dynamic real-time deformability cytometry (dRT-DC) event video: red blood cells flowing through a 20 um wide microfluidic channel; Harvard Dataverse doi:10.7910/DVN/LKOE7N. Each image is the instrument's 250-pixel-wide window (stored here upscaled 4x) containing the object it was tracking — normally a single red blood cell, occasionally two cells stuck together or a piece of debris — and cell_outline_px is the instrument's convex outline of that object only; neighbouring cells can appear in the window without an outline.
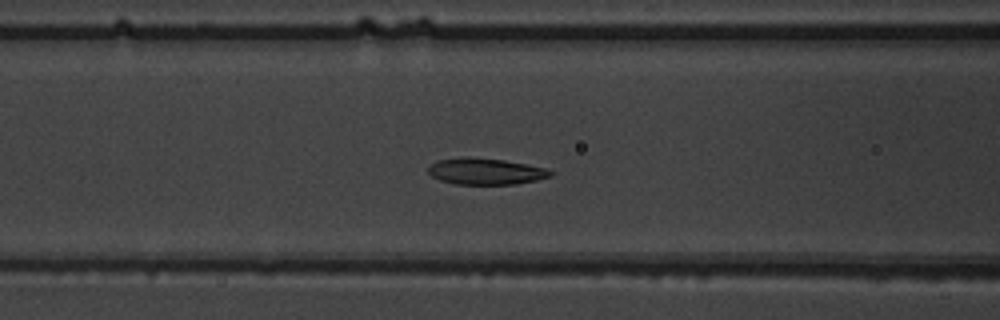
{"species": "common noctule bat (a hibernating species)", "species_latin": "Nyctalus noctula", "temperature_condition": "warm", "stored_images_in_passage": 48, "camera_frame_rate_fps": 3000, "um_per_image_px": 0.085, "animal": {"sex": "male", "body_mass_g": 19.5, "forearm_length_mm": 54.6}, "frame": {"image": 1, "passage_image": 18, "time_ms": 5.667, "image_size_px": [1000, 320], "cell_outline_px": [[556, 172], [552, 176], [536, 180], [516, 184], [456, 184], [440, 180], [432, 176], [428, 172], [428, 168], [436, 160], [464, 156], [468, 156], [504, 160], [548, 168]], "centroid_in_image_um": [41.31, 14.55], "position_along_channel_um": 125.3, "area_um2": 19.02}}
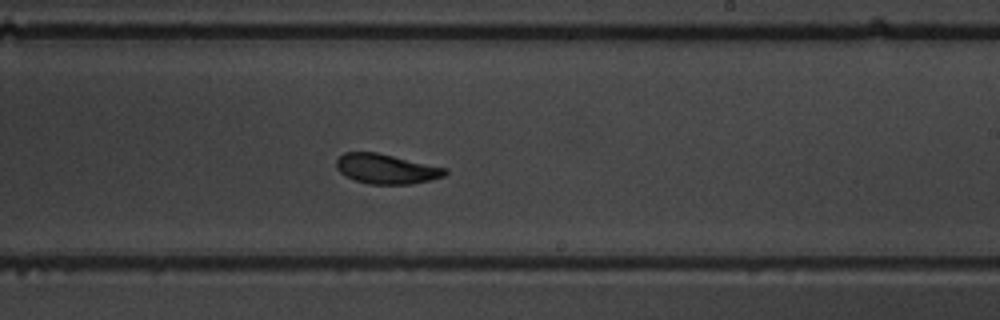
{"frame": {"image": 2, "passage_image": 28, "time_ms": 9.0, "image_size_px": [1000, 320], "cell_outline_px": [[448, 172], [444, 176], [412, 184], [368, 184], [356, 180], [340, 172], [336, 168], [336, 160], [344, 152], [376, 152], [448, 168]], "centroid_in_image_um": [32.84, 14.35], "position_along_channel_um": 256.2, "area_um2": 18.79}}
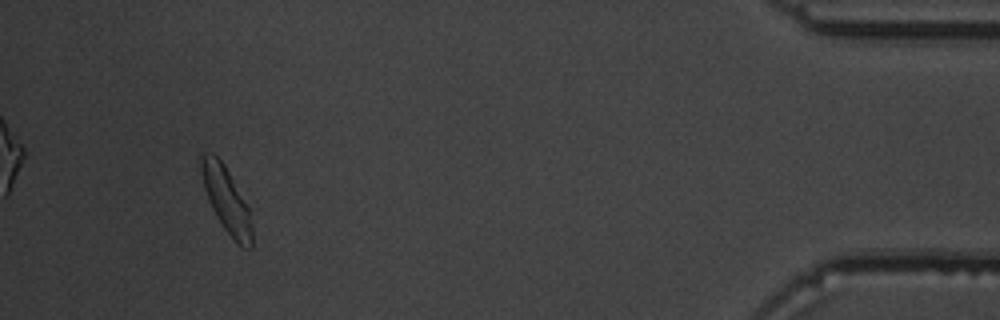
{"frame": {"image": 3, "passage_image": 45, "time_ms": 14.667, "image_size_px": [1000, 320], "cell_outline_px": [[252, 248], [244, 248], [236, 244], [232, 240], [216, 216], [208, 200], [204, 188], [200, 172], [200, 152], [212, 152], [224, 164], [248, 208], [252, 228]], "centroid_in_image_um": [19.21, 16.99], "position_along_channel_um": 416.0, "area_um2": 19.31}, "authors_computed_cell_mechanics": {"area_um2": 19.1896, "velocity_mm_per_s": 3.9429, "shape_relaxation_time_tau1_ms": 2.9175, "shape_relaxation_time_tau2_ms": 2.4142, "deformation_change_tau1": 0.1345, "deformation_change_tau2": 0.079}}